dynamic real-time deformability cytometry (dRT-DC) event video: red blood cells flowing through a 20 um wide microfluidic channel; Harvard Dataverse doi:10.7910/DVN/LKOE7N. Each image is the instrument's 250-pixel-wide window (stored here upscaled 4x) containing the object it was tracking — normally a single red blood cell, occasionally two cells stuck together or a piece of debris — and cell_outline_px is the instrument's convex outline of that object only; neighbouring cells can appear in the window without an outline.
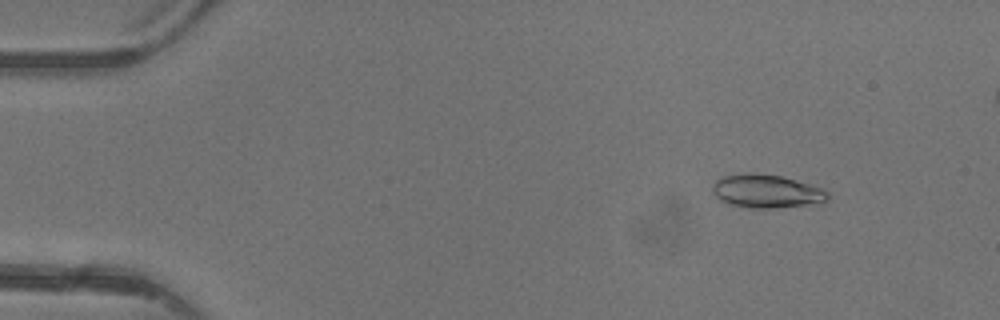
{"species": "common noctule bat (a hibernating species)", "species_latin": "Nyctalus noctula", "temperature_condition": "warm", "stored_images_in_passage": 5, "camera_frame_rate_fps": 3000, "um_per_image_px": 0.085, "animal": {"sex": "female"}, "frame": {"image": 1, "passage_image": 2, "time_ms": 1.333, "image_size_px": [1000, 320], "cell_outline_px": [[828, 200], [808, 204], [776, 208], [752, 208], [728, 204], [720, 200], [712, 192], [712, 184], [720, 176], [744, 172], [756, 172], [780, 176], [824, 188], [828, 192]], "centroid_in_image_um": [65.09, 16.23], "position_along_channel_um": 19.9, "area_um2": 22.6}}